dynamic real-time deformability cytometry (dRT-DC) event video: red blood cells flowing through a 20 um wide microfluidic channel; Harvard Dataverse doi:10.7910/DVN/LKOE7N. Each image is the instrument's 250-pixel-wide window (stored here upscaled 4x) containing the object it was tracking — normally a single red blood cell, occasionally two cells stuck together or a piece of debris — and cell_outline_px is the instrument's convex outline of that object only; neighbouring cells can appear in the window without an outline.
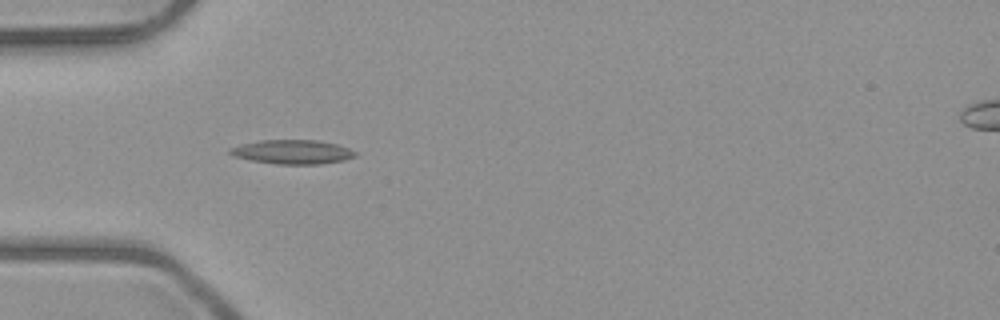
{"species": "common noctule bat (a hibernating species)", "species_latin": "Nyctalus noctula", "temperature_condition": "room temperature", "stored_images_in_passage": 6, "camera_frame_rate_fps": 3000, "um_per_image_px": 0.085, "animal": {"sex": "male", "body_mass_g": 23.1, "forearm_length_mm": 52.7}, "frame": {"image": 1, "passage_image": 5, "time_ms": 4.667, "image_size_px": [1000, 320], "cell_outline_px": [[356, 156], [344, 160], [320, 164], [276, 164], [252, 160], [232, 156], [228, 152], [228, 148], [240, 144], [260, 140], [316, 140], [336, 144], [348, 148], [356, 152]], "centroid_in_image_um": [24.82, 12.91], "position_along_channel_um": 60.2, "area_um2": 17.63}}
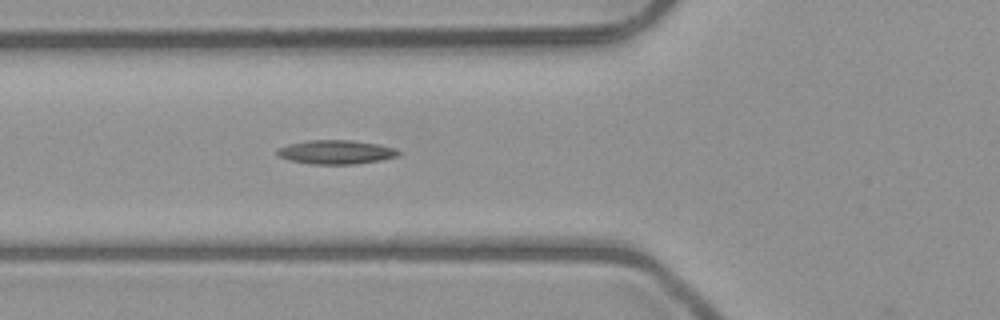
{"frame": {"image": 2, "passage_image": 6, "time_ms": 5.667, "image_size_px": [1000, 320], "cell_outline_px": [[400, 152], [396, 156], [380, 160], [356, 164], [312, 164], [288, 160], [280, 156], [276, 152], [280, 148], [288, 144], [308, 140], [352, 140], [376, 144], [396, 148]], "centroid_in_image_um": [28.55, 12.92], "position_along_channel_um": 97.2, "area_um2": 16.76}}